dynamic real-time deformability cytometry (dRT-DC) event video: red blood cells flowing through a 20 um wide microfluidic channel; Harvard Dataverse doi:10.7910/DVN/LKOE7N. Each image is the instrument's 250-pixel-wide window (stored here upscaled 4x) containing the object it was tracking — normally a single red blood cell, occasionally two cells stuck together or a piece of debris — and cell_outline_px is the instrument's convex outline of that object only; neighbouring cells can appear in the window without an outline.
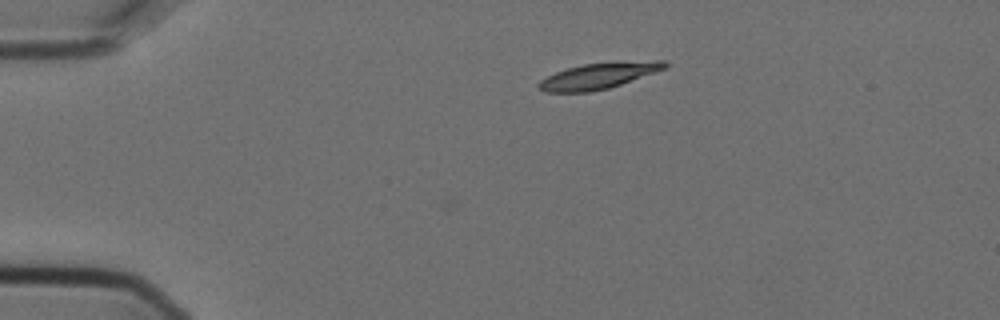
{"species": "Egyptian fruit bat (a non-hibernating species)", "species_latin": "Rousettus aegyptiacus", "temperature_condition": "cold", "stored_images_in_passage": 4, "camera_frame_rate_fps": 3000, "um_per_image_px": 0.085, "animal": {"sex": "female"}, "frame": {"image": 1, "passage_image": 2, "time_ms": 0.333, "image_size_px": [1000, 320], "cell_outline_px": [[668, 68], [608, 88], [588, 92], [544, 92], [536, 88], [536, 84], [540, 80], [556, 72], [568, 68], [584, 64], [616, 60], [668, 60]], "centroid_in_image_um": [50.93, 6.41], "position_along_channel_um": 34.1, "area_um2": 19.54}}